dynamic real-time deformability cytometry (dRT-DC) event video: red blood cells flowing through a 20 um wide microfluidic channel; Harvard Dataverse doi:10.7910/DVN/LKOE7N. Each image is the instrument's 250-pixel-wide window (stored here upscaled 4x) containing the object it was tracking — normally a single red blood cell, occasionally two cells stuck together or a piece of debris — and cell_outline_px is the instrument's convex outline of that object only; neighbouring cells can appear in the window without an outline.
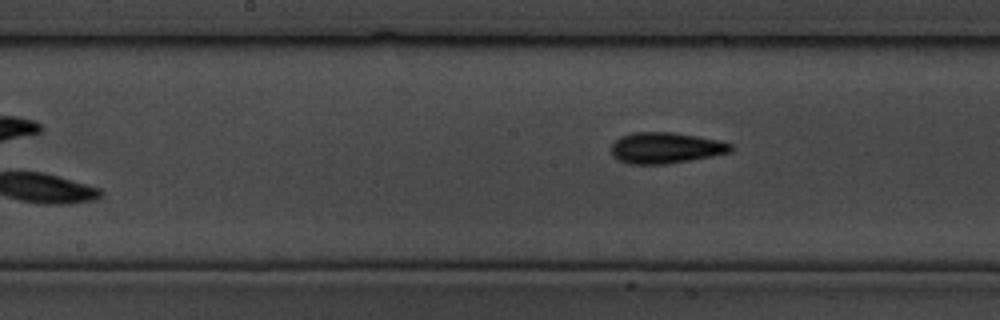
{"species": "common noctule bat (a hibernating species)", "species_latin": "Nyctalus noctula", "temperature_condition": "cold", "stored_images_in_passage": 9, "camera_frame_rate_fps": 3000, "um_per_image_px": 0.085, "animal": {"sex": "male", "body_mass_g": 19.5, "forearm_length_mm": 54.6}, "frame": {"image": 1, "passage_image": 9, "time_ms": 2.667, "image_size_px": [1000, 320], "cell_outline_px": [[732, 152], [692, 160], [668, 164], [628, 164], [612, 156], [612, 144], [620, 136], [632, 132], [672, 132], [720, 140], [732, 144]], "centroid_in_image_um": [56.59, 12.57], "position_along_channel_um": 191.6, "area_um2": 21.73}}